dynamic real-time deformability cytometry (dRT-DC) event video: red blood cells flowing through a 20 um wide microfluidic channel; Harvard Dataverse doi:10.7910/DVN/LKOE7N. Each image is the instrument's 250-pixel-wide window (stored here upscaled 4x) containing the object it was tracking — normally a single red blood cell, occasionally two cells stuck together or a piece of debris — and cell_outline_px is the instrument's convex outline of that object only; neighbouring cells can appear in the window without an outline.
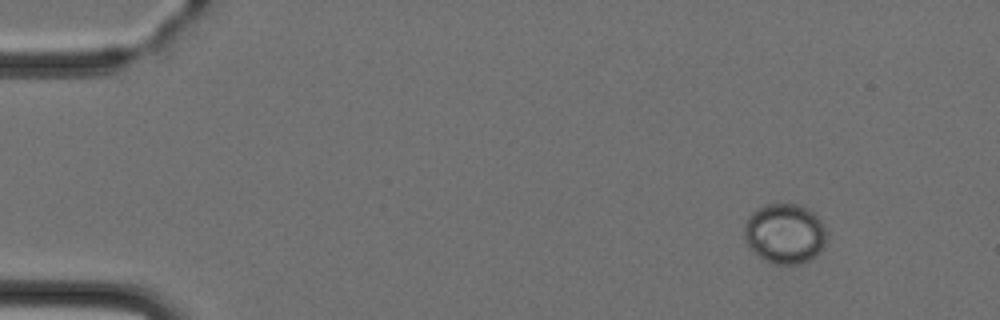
{"species": "Egyptian fruit bat (a non-hibernating species)", "species_latin": "Rousettus aegyptiacus", "temperature_condition": "cold", "stored_images_in_passage": 5, "camera_frame_rate_fps": 3000, "um_per_image_px": 0.085, "animal": {"sex": "female"}, "frame": {"image": 1, "passage_image": 2, "time_ms": 1.333, "image_size_px": [1000, 320], "cell_outline_px": [[828, 232], [824, 244], [816, 256], [800, 264], [776, 264], [764, 260], [748, 244], [744, 236], [744, 224], [748, 216], [752, 212], [768, 204], [800, 204], [808, 208], [824, 224]], "centroid_in_image_um": [66.73, 19.84], "position_along_channel_um": 18.3, "area_um2": 28.73}}
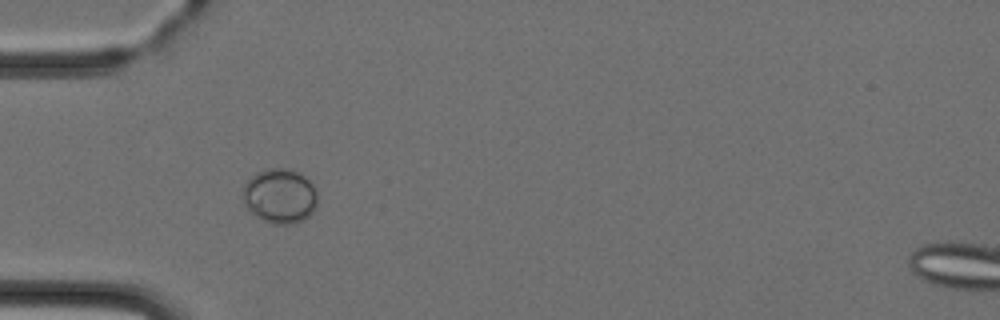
{"frame": {"image": 2, "passage_image": 4, "time_ms": 4.667, "image_size_px": [1000, 320], "cell_outline_px": [[316, 204], [312, 212], [304, 220], [292, 224], [272, 224], [256, 216], [244, 204], [244, 184], [256, 172], [272, 168], [288, 168], [304, 176], [316, 188]], "centroid_in_image_um": [23.8, 16.66], "position_along_channel_um": 61.2, "area_um2": 23.58}}